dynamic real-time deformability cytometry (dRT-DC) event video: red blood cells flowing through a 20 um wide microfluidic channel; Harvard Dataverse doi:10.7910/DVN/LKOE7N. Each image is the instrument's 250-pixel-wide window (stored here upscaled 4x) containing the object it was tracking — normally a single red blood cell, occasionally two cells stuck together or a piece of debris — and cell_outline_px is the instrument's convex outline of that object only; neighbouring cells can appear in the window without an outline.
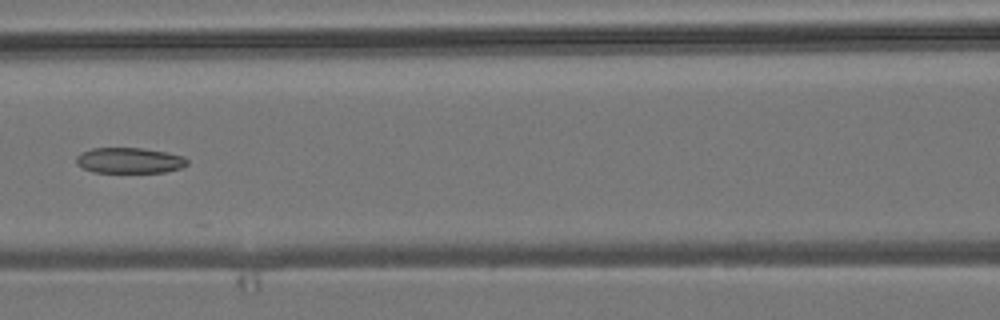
{"species": "common noctule bat (a hibernating species)", "species_latin": "Nyctalus noctula", "temperature_condition": "room temperature", "stored_images_in_passage": 6, "camera_frame_rate_fps": 3000, "um_per_image_px": 0.085, "animal": {"sex": "male", "body_mass_g": 19.2, "forearm_length_mm": 51.8}, "frame": {"image": 1, "passage_image": 5, "time_ms": 4.667, "image_size_px": [1000, 320], "cell_outline_px": [[188, 164], [180, 168], [164, 172], [92, 172], [76, 164], [76, 156], [80, 152], [92, 148], [140, 148], [168, 152], [184, 156], [188, 160]], "centroid_in_image_um": [10.99, 13.63], "position_along_channel_um": 155.6, "area_um2": 16.65}}
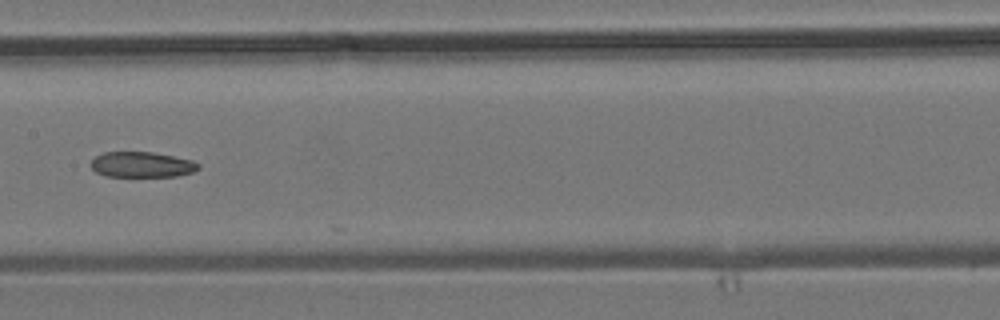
{"frame": {"image": 2, "passage_image": 6, "time_ms": 5.667, "image_size_px": [1000, 320], "cell_outline_px": [[200, 168], [192, 172], [176, 176], [104, 176], [96, 172], [88, 164], [96, 156], [104, 152], [152, 152], [192, 160], [200, 164]], "centroid_in_image_um": [12.03, 13.99], "position_along_channel_um": 195.4, "area_um2": 15.95}}